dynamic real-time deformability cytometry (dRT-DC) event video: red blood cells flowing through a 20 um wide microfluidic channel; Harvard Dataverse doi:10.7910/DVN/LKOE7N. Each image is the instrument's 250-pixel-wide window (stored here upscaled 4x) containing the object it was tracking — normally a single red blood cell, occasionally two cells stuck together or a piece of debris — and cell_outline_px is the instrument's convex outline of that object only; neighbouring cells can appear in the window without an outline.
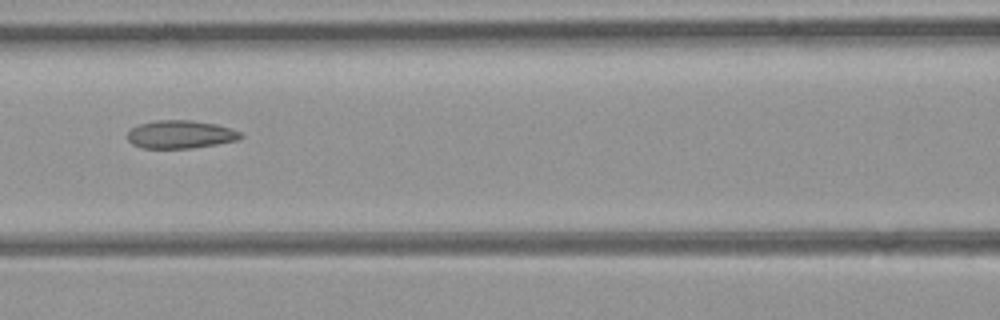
{"species": "common noctule bat (a hibernating species)", "species_latin": "Nyctalus noctula", "temperature_condition": "room temperature", "stored_images_in_passage": 7, "camera_frame_rate_fps": 3000, "um_per_image_px": 0.085, "animal": {"sex": "female", "body_mass_g": 21.9}, "frame": {"image": 1, "passage_image": 6, "time_ms": 1.667, "image_size_px": [1000, 320], "cell_outline_px": [[244, 136], [240, 140], [192, 148], [144, 148], [132, 144], [128, 140], [128, 132], [132, 128], [140, 124], [156, 120], [192, 120], [216, 124], [240, 132]], "centroid_in_image_um": [15.35, 11.42], "position_along_channel_um": 151.2, "area_um2": 18.44}}
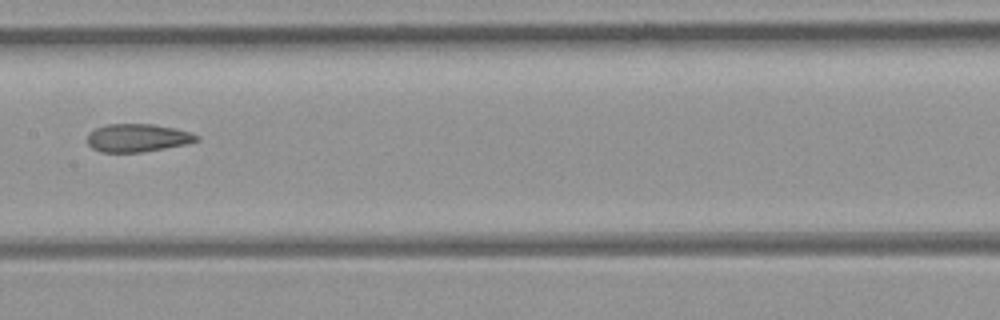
{"frame": {"image": 2, "passage_image": 7, "time_ms": 2.0, "image_size_px": [1000, 320], "cell_outline_px": [[200, 140], [184, 144], [164, 148], [140, 152], [100, 152], [92, 148], [88, 144], [88, 132], [96, 128], [108, 124], [152, 124], [176, 128], [200, 136]], "centroid_in_image_um": [11.67, 11.71], "position_along_channel_um": 195.7, "area_um2": 17.74}}